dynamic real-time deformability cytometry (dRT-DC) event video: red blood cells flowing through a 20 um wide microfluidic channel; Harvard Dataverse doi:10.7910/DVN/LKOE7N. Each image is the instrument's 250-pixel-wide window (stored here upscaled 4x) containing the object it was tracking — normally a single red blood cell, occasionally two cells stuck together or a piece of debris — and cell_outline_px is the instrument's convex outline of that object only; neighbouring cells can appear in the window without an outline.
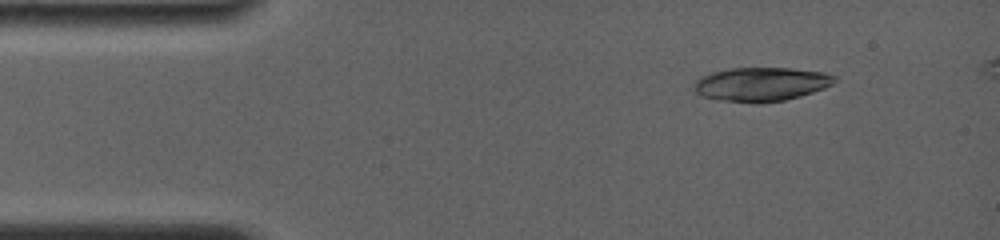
{"species": "common noctule bat (a hibernating species)", "species_latin": "Nyctalus noctula", "temperature_condition": "room temperature", "stored_images_in_passage": 13, "camera_frame_rate_fps": 4000, "um_per_image_px": 0.085, "animal": {"sex": "female", "body_mass_g": 19.0, "forearm_length_mm": 56.7}, "frame": {"image": 1, "passage_image": 1, "time_ms": 0.0, "image_size_px": [1000, 240], "cell_outline_px": [[836, 80], [832, 84], [824, 88], [800, 96], [784, 100], [760, 104], [756, 104], [720, 100], [700, 96], [692, 88], [692, 84], [700, 76], [712, 72], [728, 68], [792, 68], [824, 72], [836, 76]], "centroid_in_image_um": [64.65, 7.16], "position_along_channel_um": 20.3, "area_um2": 28.15}}